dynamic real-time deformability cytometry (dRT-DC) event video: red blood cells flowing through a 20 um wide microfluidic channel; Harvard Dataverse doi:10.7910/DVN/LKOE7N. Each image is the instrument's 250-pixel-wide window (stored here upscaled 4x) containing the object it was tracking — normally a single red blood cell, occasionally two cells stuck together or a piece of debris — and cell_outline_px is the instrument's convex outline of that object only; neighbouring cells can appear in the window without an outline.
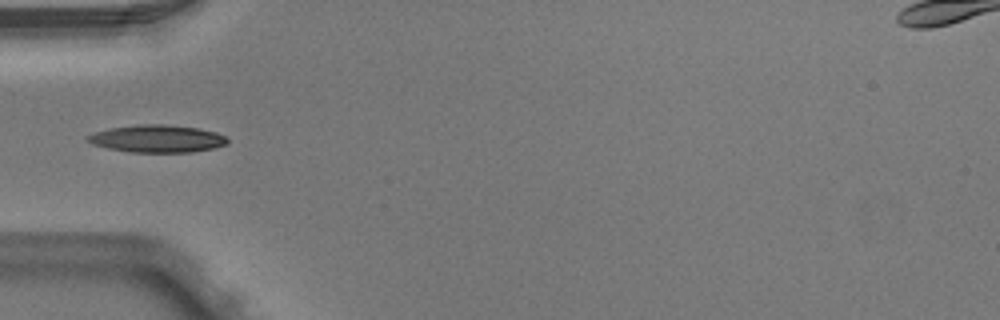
{"species": "Egyptian fruit bat (a non-hibernating species)", "species_latin": "Rousettus aegyptiacus", "temperature_condition": "warm", "stored_images_in_passage": 3, "camera_frame_rate_fps": 3000, "um_per_image_px": 0.085, "animal": {"sex": "male"}, "frame": {"image": 1, "passage_image": 3, "time_ms": 0.667, "image_size_px": [1000, 320], "cell_outline_px": [[228, 144], [212, 148], [192, 152], [128, 152], [108, 148], [92, 144], [84, 140], [84, 136], [92, 132], [112, 128], [140, 124], [164, 124], [196, 128], [216, 132], [228, 136]], "centroid_in_image_um": [13.33, 11.79], "position_along_channel_um": 71.7, "area_um2": 22.54}}